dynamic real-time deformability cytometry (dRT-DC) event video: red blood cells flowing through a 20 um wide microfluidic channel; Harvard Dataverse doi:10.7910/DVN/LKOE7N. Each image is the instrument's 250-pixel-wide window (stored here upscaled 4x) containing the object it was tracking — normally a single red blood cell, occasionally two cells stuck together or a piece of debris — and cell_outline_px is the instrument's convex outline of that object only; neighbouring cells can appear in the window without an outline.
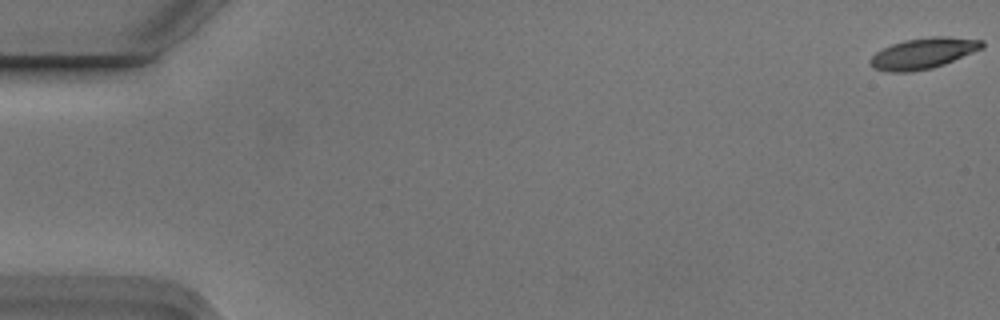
{"species": "Egyptian fruit bat (a non-hibernating species)", "species_latin": "Rousettus aegyptiacus", "temperature_condition": "cold", "stored_images_in_passage": 6, "camera_frame_rate_fps": 3000, "um_per_image_px": 0.085, "animal": {"sex": "male"}, "frame": {"image": 1, "passage_image": 1, "time_ms": 0.0, "image_size_px": [1000, 320], "cell_outline_px": [[984, 48], [944, 64], [932, 68], [908, 72], [888, 72], [872, 68], [868, 60], [876, 52], [892, 44], [904, 40], [936, 36], [944, 36], [984, 40]], "centroid_in_image_um": [78.47, 4.53], "position_along_channel_um": 6.5, "area_um2": 20.11}}
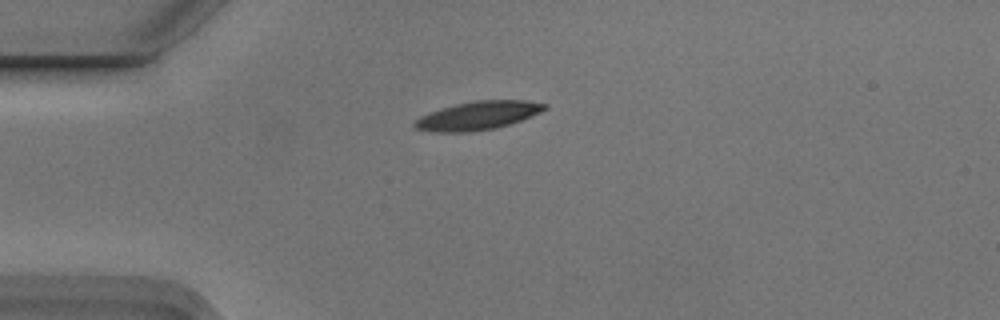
{"frame": {"image": 2, "passage_image": 5, "time_ms": 1.333, "image_size_px": [1000, 320], "cell_outline_px": [[548, 108], [540, 112], [520, 120], [496, 128], [468, 132], [436, 132], [416, 128], [412, 124], [420, 116], [456, 104], [476, 100], [524, 100], [548, 104]], "centroid_in_image_um": [40.65, 9.82], "position_along_channel_um": 44.4, "area_um2": 21.21}}